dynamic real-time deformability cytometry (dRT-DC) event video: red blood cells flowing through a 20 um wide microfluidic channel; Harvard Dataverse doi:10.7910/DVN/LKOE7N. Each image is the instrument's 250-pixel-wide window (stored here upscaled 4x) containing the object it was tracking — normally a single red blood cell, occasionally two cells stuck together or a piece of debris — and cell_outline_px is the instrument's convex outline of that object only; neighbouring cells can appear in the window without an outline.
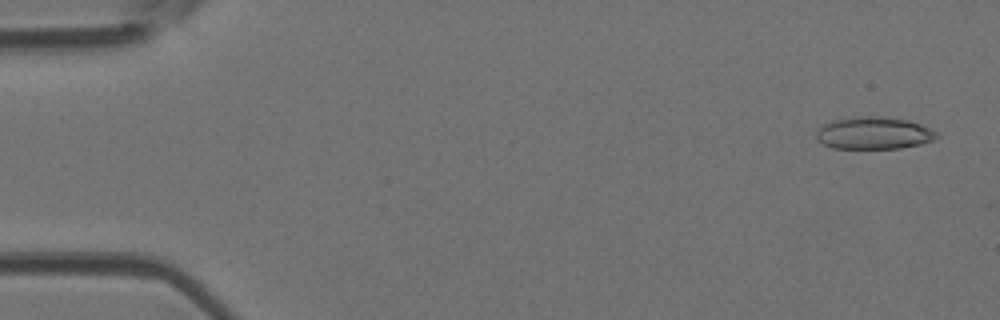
{"species": "Egyptian fruit bat (a non-hibernating species)", "species_latin": "Rousettus aegyptiacus", "temperature_condition": "room temperature", "stored_images_in_passage": 3, "camera_frame_rate_fps": 3000, "um_per_image_px": 0.085, "animal": {"sex": "female"}, "frame": {"image": 1, "passage_image": 1, "time_ms": 0.0, "image_size_px": [1000, 320], "cell_outline_px": [[940, 136], [932, 140], [920, 144], [900, 148], [832, 148], [816, 140], [816, 132], [824, 124], [832, 120], [860, 116], [880, 116], [908, 120], [932, 128], [940, 132]], "centroid_in_image_um": [74.31, 11.31], "position_along_channel_um": 10.7, "area_um2": 22.77}}